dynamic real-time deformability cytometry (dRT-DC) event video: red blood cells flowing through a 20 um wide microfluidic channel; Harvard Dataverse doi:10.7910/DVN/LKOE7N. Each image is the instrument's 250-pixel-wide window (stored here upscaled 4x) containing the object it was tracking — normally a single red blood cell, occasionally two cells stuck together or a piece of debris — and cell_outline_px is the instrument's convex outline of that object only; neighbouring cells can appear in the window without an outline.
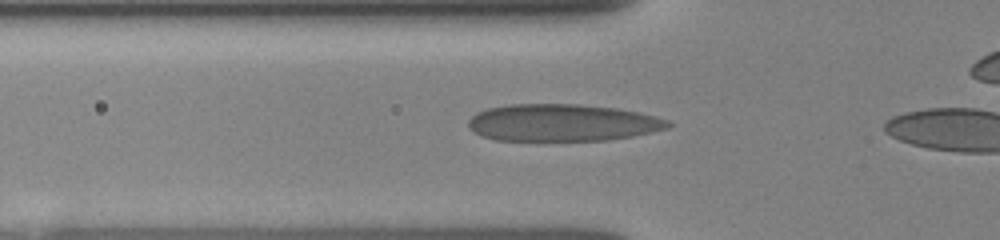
{"species": "human", "species_latin": "Homo sapiens", "temperature_condition": "room temperature", "stored_images_in_passage": 32, "camera_frame_rate_fps": 3000, "um_per_image_px": 0.085, "donor": {"sex": "female"}, "frame": {"image": 1, "passage_image": 9, "time_ms": 2.667, "image_size_px": [1000, 240], "cell_outline_px": [[672, 124], [668, 128], [632, 136], [604, 140], [496, 140], [480, 136], [468, 128], [468, 120], [476, 112], [488, 108], [508, 104], [576, 104], [616, 108], [640, 112], [668, 120]], "centroid_in_image_um": [47.76, 10.42], "position_along_channel_um": 78.0, "area_um2": 43.18}}
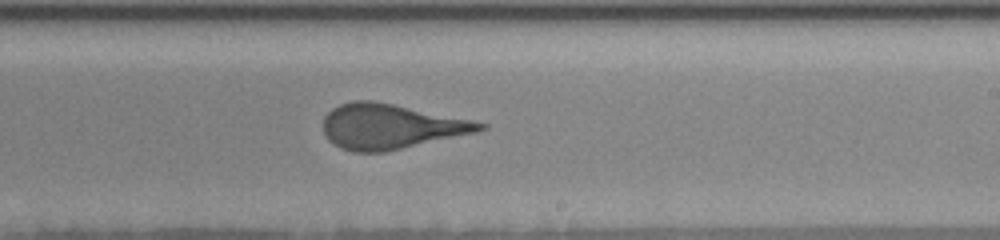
{"frame": {"image": 2, "passage_image": 22, "time_ms": 7.0, "image_size_px": [1000, 240], "cell_outline_px": [[488, 128], [476, 132], [384, 152], [352, 152], [340, 148], [328, 140], [324, 132], [324, 116], [332, 108], [340, 104], [352, 100], [372, 100], [472, 120], [488, 124]], "centroid_in_image_um": [33.17, 10.75], "position_along_channel_um": 255.8, "area_um2": 40.75}}
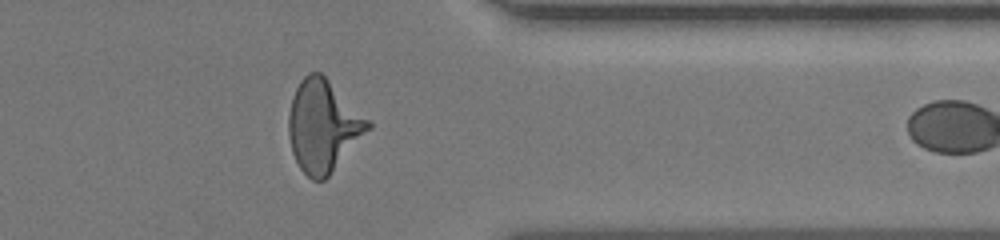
{"frame": {"image": 3, "passage_image": 31, "time_ms": 10.333, "image_size_px": [1000, 240], "cell_outline_px": [[372, 128], [328, 176], [324, 180], [312, 180], [300, 168], [292, 152], [288, 132], [288, 116], [292, 96], [300, 80], [308, 72], [320, 72], [372, 124]], "centroid_in_image_um": [27.44, 10.72], "position_along_channel_um": 384.0, "area_um2": 41.91}}